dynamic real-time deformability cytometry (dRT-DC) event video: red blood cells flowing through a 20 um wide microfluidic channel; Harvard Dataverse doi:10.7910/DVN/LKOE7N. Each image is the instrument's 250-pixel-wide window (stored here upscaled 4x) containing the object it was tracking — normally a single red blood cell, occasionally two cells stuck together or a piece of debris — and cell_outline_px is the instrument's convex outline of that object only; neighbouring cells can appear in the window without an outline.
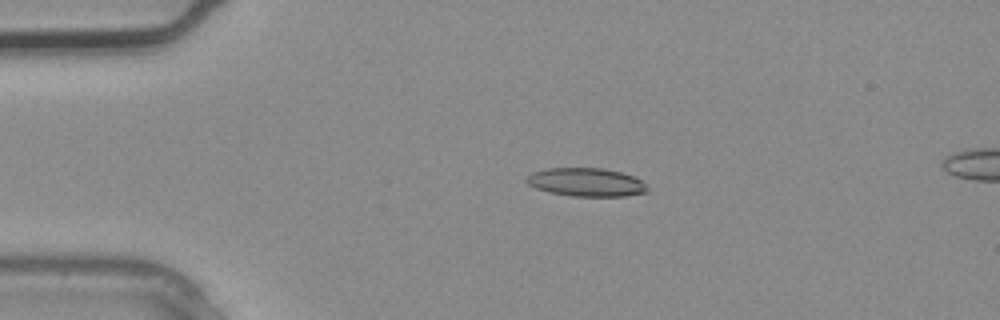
{"species": "common noctule bat (a hibernating species)", "species_latin": "Nyctalus noctula", "temperature_condition": "warm", "stored_images_in_passage": 3, "camera_frame_rate_fps": 3000, "um_per_image_px": 0.085, "animal": {"sex": "male", "body_mass_g": 20.4}, "frame": {"image": 1, "passage_image": 2, "time_ms": 0.333, "image_size_px": [1000, 320], "cell_outline_px": [[648, 192], [624, 196], [572, 196], [548, 192], [536, 188], [528, 184], [524, 180], [532, 172], [548, 168], [604, 168], [620, 172], [632, 176], [640, 180], [648, 188]], "centroid_in_image_um": [49.8, 15.49], "position_along_channel_um": 35.2, "area_um2": 19.94}}